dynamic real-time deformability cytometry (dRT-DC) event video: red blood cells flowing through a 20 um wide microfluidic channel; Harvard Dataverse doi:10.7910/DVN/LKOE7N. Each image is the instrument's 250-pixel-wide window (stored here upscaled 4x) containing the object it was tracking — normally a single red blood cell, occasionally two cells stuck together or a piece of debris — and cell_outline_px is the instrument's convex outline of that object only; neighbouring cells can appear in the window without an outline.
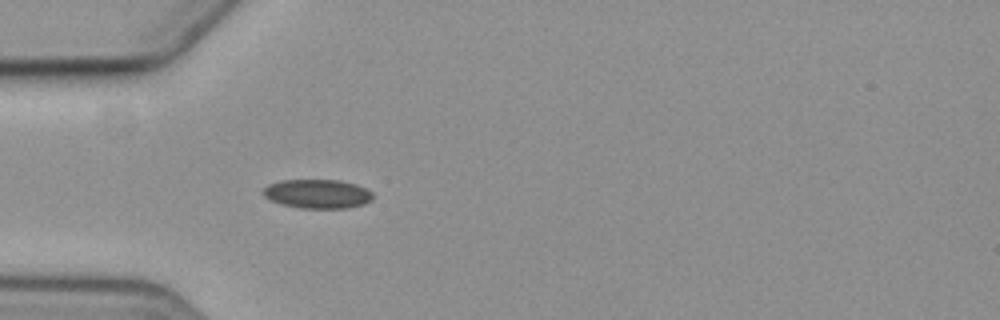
{"species": "common noctule bat (a hibernating species)", "species_latin": "Nyctalus noctula", "temperature_condition": "cold", "stored_images_in_passage": 3, "camera_frame_rate_fps": 3000, "um_per_image_px": 0.085, "animal": {"sex": "female", "body_mass_g": 19.3, "forearm_length_mm": 54.1}, "frame": {"image": 1, "passage_image": 3, "time_ms": 3.333, "image_size_px": [1000, 320], "cell_outline_px": [[372, 200], [364, 204], [348, 208], [300, 208], [280, 204], [268, 200], [264, 196], [264, 188], [268, 184], [280, 180], [340, 180], [356, 184], [372, 192]], "centroid_in_image_um": [26.97, 16.48], "position_along_channel_um": 58.0, "area_um2": 18.67}}